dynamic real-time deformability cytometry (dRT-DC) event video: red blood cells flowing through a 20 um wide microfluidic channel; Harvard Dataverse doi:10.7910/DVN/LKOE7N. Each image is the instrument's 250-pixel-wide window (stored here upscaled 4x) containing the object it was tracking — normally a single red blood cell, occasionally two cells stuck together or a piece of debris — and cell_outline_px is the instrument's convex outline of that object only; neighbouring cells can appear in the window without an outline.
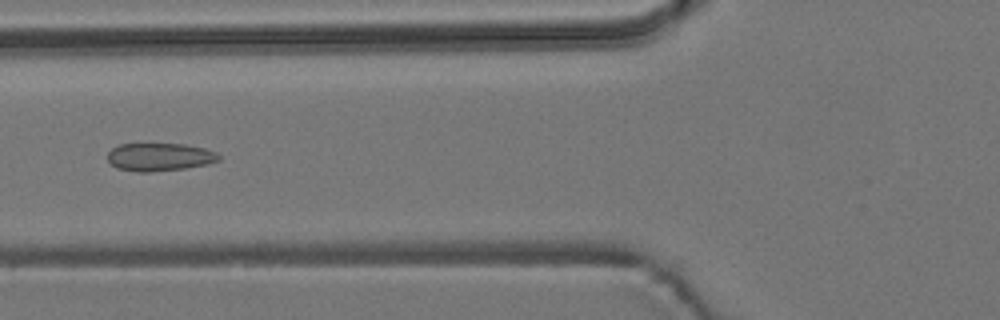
{"species": "common noctule bat (a hibernating species)", "species_latin": "Nyctalus noctula", "temperature_condition": "room temperature", "stored_images_in_passage": 7, "camera_frame_rate_fps": 3000, "um_per_image_px": 0.085, "animal": {"sex": "male", "body_mass_g": 19.2, "forearm_length_mm": 51.8}, "frame": {"image": 1, "passage_image": 4, "time_ms": 1.0, "image_size_px": [1000, 320], "cell_outline_px": [[220, 160], [208, 164], [184, 168], [148, 172], [136, 172], [116, 168], [108, 164], [108, 152], [112, 148], [120, 144], [184, 144], [204, 148], [216, 152], [220, 156]], "centroid_in_image_um": [13.53, 13.35], "position_along_channel_um": 112.3, "area_um2": 18.21}}
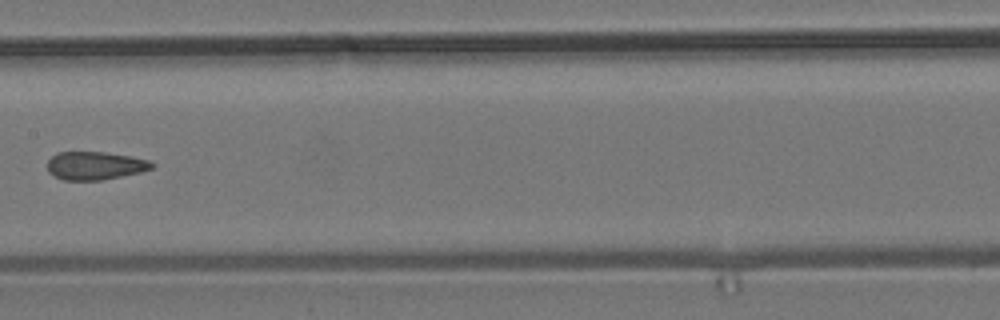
{"frame": {"image": 2, "passage_image": 6, "time_ms": 1.667, "image_size_px": [1000, 320], "cell_outline_px": [[156, 164], [152, 168], [140, 172], [104, 180], [64, 180], [48, 172], [48, 160], [56, 152], [104, 152], [132, 156], [148, 160]], "centroid_in_image_um": [8.09, 14.07], "position_along_channel_um": 199.3, "area_um2": 17.17}}
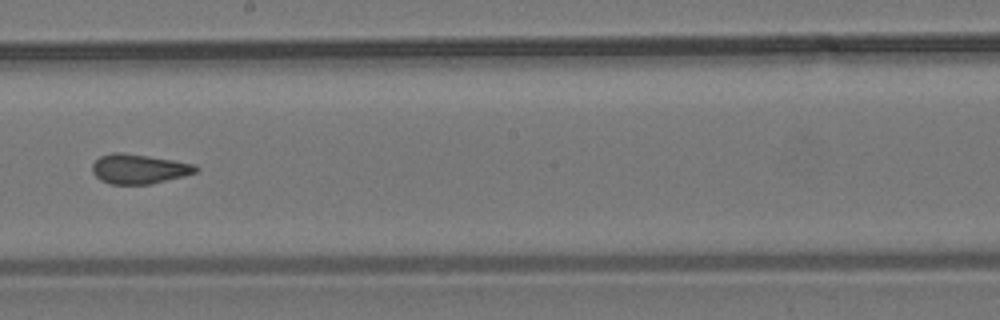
{"frame": {"image": 3, "passage_image": 7, "time_ms": 2.0, "image_size_px": [1000, 320], "cell_outline_px": [[200, 168], [196, 172], [184, 176], [152, 184], [112, 184], [100, 180], [92, 172], [92, 164], [100, 156], [112, 152], [120, 152], [148, 156], [196, 164]], "centroid_in_image_um": [11.82, 14.36], "position_along_channel_um": 236.4, "area_um2": 17.92}}